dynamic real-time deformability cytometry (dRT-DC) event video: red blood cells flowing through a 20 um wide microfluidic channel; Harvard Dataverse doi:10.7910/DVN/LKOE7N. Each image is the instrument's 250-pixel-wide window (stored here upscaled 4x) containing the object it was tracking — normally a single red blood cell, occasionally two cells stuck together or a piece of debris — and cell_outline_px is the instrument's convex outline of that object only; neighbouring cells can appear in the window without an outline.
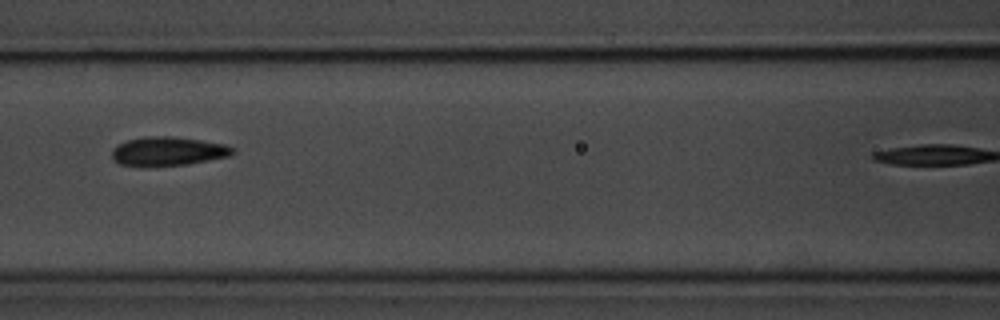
{"species": "common noctule bat (a hibernating species)", "species_latin": "Nyctalus noctula", "temperature_condition": "room temperature", "stored_images_in_passage": 7, "camera_frame_rate_fps": 3000, "um_per_image_px": 0.085, "animal": {"sex": "male", "body_mass_g": 20.1, "forearm_length_mm": 53.5}, "frame": {"image": 1, "passage_image": 5, "time_ms": 4.667, "image_size_px": [1000, 320], "cell_outline_px": [[236, 152], [228, 156], [188, 164], [120, 164], [112, 160], [112, 148], [116, 144], [128, 140], [144, 136], [172, 136], [200, 140], [224, 144], [236, 148]], "centroid_in_image_um": [14.29, 12.82], "position_along_channel_um": 152.3, "area_um2": 19.88}}
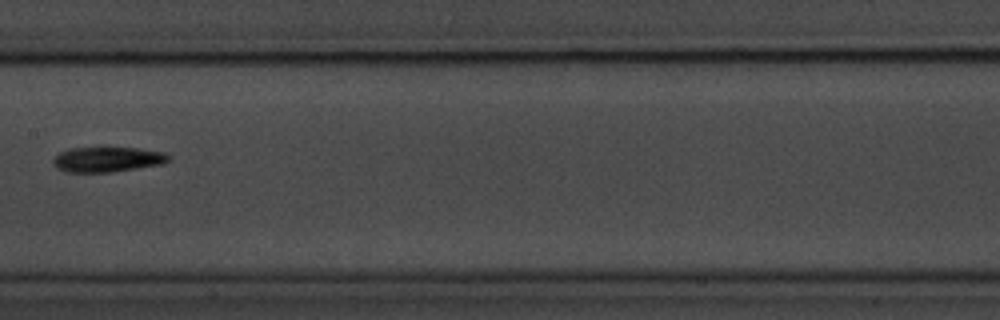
{"frame": {"image": 2, "passage_image": 7, "time_ms": 7.667, "image_size_px": [1000, 320], "cell_outline_px": [[168, 160], [164, 164], [112, 172], [68, 172], [56, 168], [52, 164], [52, 160], [60, 152], [68, 148], [136, 148], [164, 152], [168, 156]], "centroid_in_image_um": [9.1, 13.56], "position_along_channel_um": 198.3, "area_um2": 16.82}}